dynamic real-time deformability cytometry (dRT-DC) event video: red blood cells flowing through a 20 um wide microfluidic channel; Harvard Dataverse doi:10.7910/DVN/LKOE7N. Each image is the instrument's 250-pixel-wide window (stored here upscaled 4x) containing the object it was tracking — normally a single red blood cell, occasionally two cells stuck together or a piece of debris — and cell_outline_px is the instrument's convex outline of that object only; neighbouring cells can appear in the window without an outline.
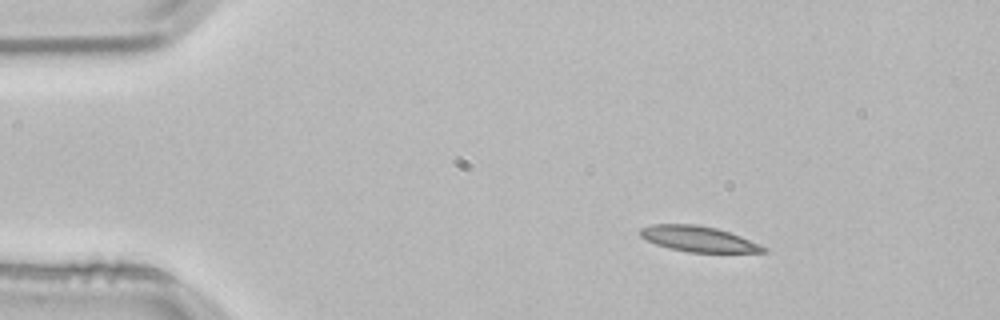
{"species": "common noctule bat (a hibernating species)", "species_latin": "Nyctalus noctula", "temperature_condition": "room temperature", "stored_images_in_passage": 2, "camera_frame_rate_fps": 3000, "um_per_image_px": 0.085, "animal": {"sex": "male", "body_mass_g": 21.5, "forearm_length_mm": 52.0}, "frame": {"image": 1, "passage_image": 1, "time_ms": 0.0, "image_size_px": [1000, 320], "cell_outline_px": [[768, 252], [688, 252], [656, 244], [640, 236], [640, 228], [652, 224], [696, 224], [716, 228], [740, 236], [760, 244], [768, 248]], "centroid_in_image_um": [59.38, 20.3], "position_along_channel_um": 25.6, "area_um2": 18.15}}